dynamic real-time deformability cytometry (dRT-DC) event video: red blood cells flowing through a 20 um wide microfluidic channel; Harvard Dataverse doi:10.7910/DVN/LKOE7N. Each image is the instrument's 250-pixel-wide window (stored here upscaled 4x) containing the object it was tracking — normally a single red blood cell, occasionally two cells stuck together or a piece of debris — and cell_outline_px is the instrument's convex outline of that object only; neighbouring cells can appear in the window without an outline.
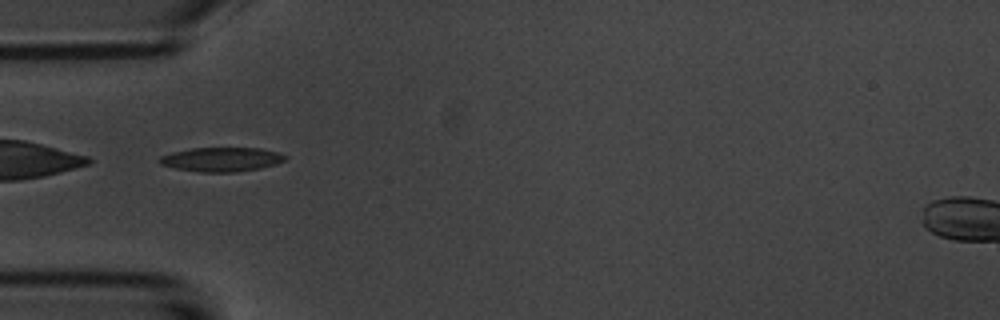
{"species": "common noctule bat (a hibernating species)", "species_latin": "Nyctalus noctula", "temperature_condition": "room temperature", "stored_images_in_passage": 7, "camera_frame_rate_fps": 3000, "um_per_image_px": 0.085, "animal": {"sex": "male", "body_mass_g": 20.1, "forearm_length_mm": 53.5}, "frame": {"image": 1, "passage_image": 5, "time_ms": 4.667, "image_size_px": [1000, 320], "cell_outline_px": [[288, 160], [276, 164], [260, 168], [236, 172], [200, 172], [176, 168], [160, 164], [156, 160], [160, 156], [172, 152], [192, 148], [260, 148], [276, 152], [288, 156]], "centroid_in_image_um": [18.83, 13.55], "position_along_channel_um": 66.2, "area_um2": 17.8}}
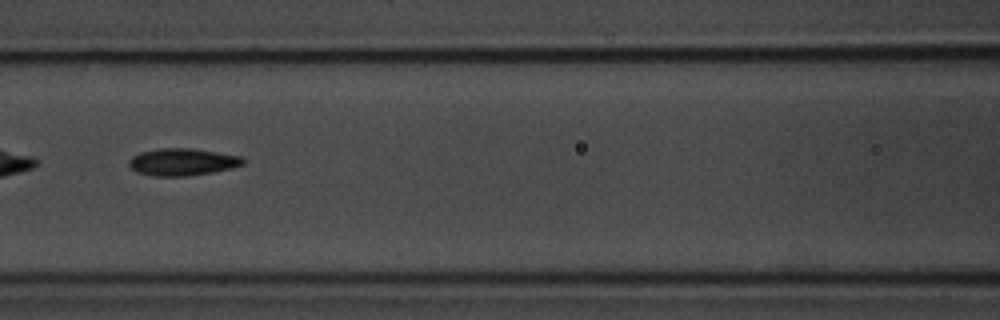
{"frame": {"image": 2, "passage_image": 7, "time_ms": 7.0, "image_size_px": [1000, 320], "cell_outline_px": [[244, 164], [232, 168], [212, 172], [188, 176], [152, 176], [136, 172], [128, 164], [128, 160], [132, 156], [140, 152], [160, 148], [192, 148], [240, 156], [244, 160]], "centroid_in_image_um": [15.47, 13.77], "position_along_channel_um": 151.1, "area_um2": 18.09}}